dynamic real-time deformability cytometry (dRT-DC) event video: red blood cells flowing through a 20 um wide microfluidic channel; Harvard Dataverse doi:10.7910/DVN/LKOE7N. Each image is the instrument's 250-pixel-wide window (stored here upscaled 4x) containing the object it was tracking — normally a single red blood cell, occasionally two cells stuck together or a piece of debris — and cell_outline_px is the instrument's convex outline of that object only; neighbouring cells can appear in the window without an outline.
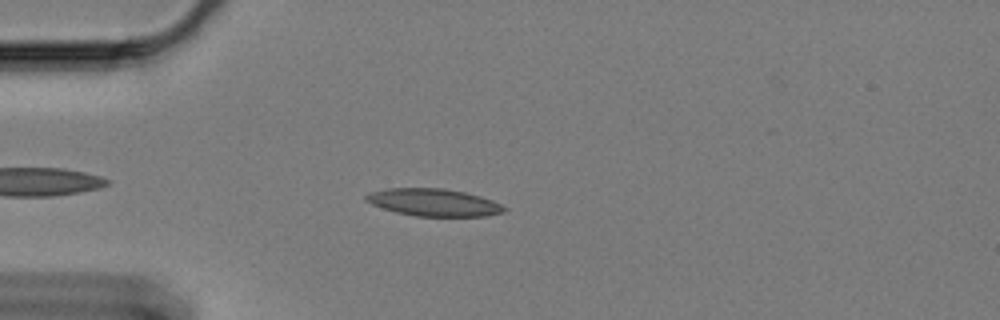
{"species": "Egyptian fruit bat (a non-hibernating species)", "species_latin": "Rousettus aegyptiacus", "temperature_condition": "cold", "stored_images_in_passage": 50, "camera_frame_rate_fps": 3000, "um_per_image_px": 0.085, "animal": {"sex": "female"}, "frame": {"image": 1, "passage_image": 6, "time_ms": 1.667, "image_size_px": [1000, 320], "cell_outline_px": [[508, 208], [504, 212], [484, 216], [416, 216], [396, 212], [372, 204], [364, 200], [364, 196], [368, 192], [388, 188], [444, 188], [464, 192], [480, 196], [492, 200]], "centroid_in_image_um": [36.85, 17.2], "position_along_channel_um": 48.2, "area_um2": 22.02}}
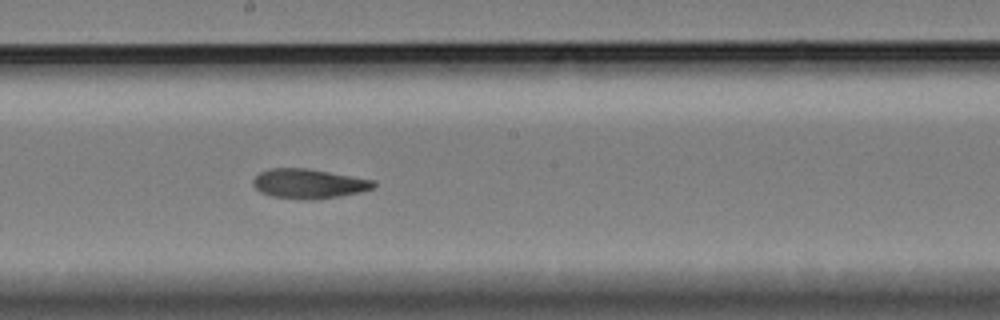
{"frame": {"image": 2, "passage_image": 23, "time_ms": 7.333, "image_size_px": [1000, 320], "cell_outline_px": [[376, 184], [372, 188], [360, 192], [340, 196], [316, 200], [304, 200], [272, 196], [260, 192], [252, 184], [252, 180], [260, 172], [272, 168], [308, 168], [376, 180]], "centroid_in_image_um": [26.25, 15.61], "position_along_channel_um": 221.9, "area_um2": 20.92}}
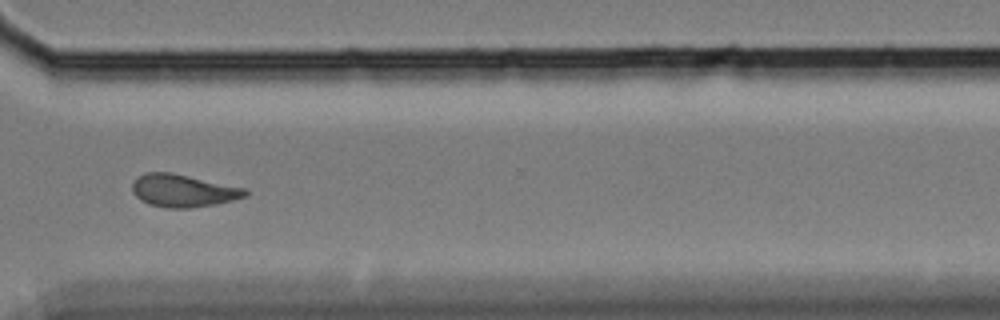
{"frame": {"image": 3, "passage_image": 35, "time_ms": 11.333, "image_size_px": [1000, 320], "cell_outline_px": [[248, 196], [216, 204], [188, 208], [168, 208], [148, 204], [140, 200], [132, 192], [132, 184], [144, 172], [172, 172], [244, 188], [248, 192]], "centroid_in_image_um": [15.55, 16.21], "position_along_channel_um": 355.1, "area_um2": 21.39}, "authors_computed_cell_mechanics": {"area_um2": 20.9814, "velocity_mm_per_s": 3.3268, "shape_relaxation_time_tau1_ms": null, "shape_relaxation_time_tau2_ms": 5.2438, "deformation_change_tau1": null, "deformation_change_tau2": 0.1183}}